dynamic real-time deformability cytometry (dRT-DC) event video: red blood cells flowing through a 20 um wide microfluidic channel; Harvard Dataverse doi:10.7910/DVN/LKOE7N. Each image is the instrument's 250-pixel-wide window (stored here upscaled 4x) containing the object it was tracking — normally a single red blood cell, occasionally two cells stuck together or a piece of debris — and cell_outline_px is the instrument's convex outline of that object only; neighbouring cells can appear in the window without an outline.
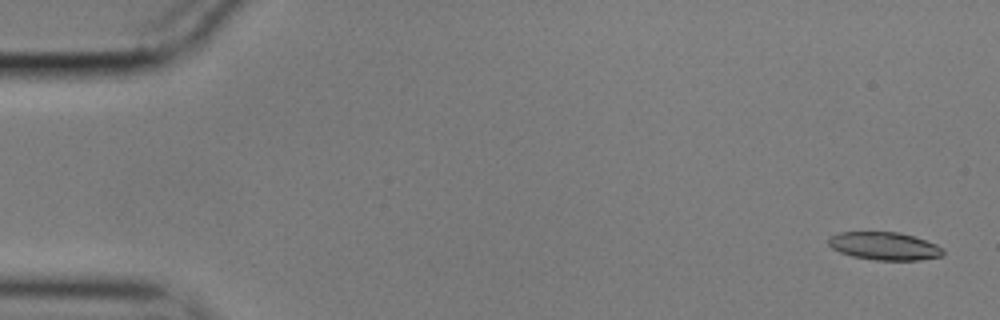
{"species": "common noctule bat (a hibernating species)", "species_latin": "Nyctalus noctula", "temperature_condition": "cold", "stored_images_in_passage": 56, "camera_frame_rate_fps": 3000, "um_per_image_px": 0.085, "animal": {"sex": "male", "body_mass_g": 17.9}, "frame": {"image": 1, "passage_image": 2, "time_ms": 0.333, "image_size_px": [1000, 320], "cell_outline_px": [[944, 252], [940, 256], [920, 260], [876, 260], [852, 256], [840, 252], [832, 248], [828, 244], [828, 236], [840, 232], [900, 232], [936, 244], [944, 248]], "centroid_in_image_um": [75.15, 20.91], "position_along_channel_um": 9.9, "area_um2": 18.61}}
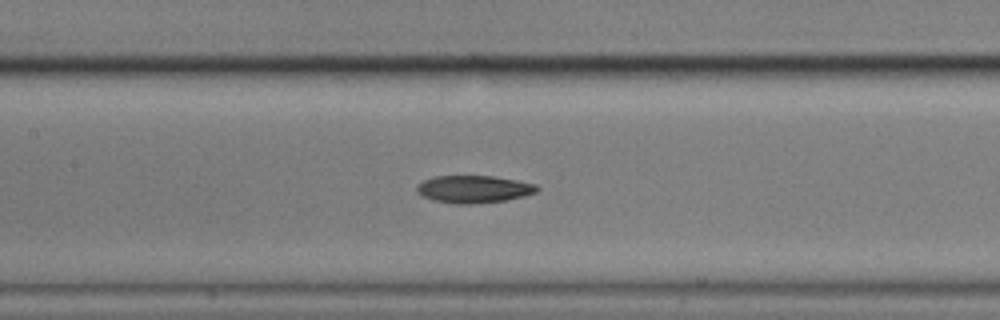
{"frame": {"image": 2, "passage_image": 26, "time_ms": 8.333, "image_size_px": [1000, 320], "cell_outline_px": [[540, 188], [536, 192], [524, 196], [504, 200], [472, 204], [456, 204], [432, 200], [416, 192], [416, 184], [424, 180], [436, 176], [492, 176], [536, 184]], "centroid_in_image_um": [40.24, 16.08], "position_along_channel_um": 167.2, "area_um2": 19.13}}
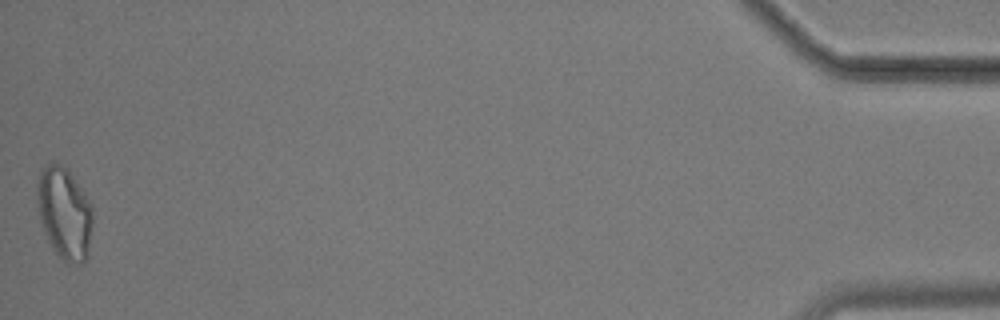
{"frame": {"image": 3, "passage_image": 56, "time_ms": 18.333, "image_size_px": [1000, 320], "cell_outline_px": [[92, 224], [88, 256], [80, 264], [68, 264], [52, 248], [40, 224], [36, 200], [36, 188], [40, 168], [56, 160], [68, 168], [92, 204]], "centroid_in_image_um": [5.46, 18.07], "position_along_channel_um": 429.7, "area_um2": 30.46}, "authors_computed_cell_mechanics": {"area_um2": 19.5075, "velocity_mm_per_s": 3.5528, "shape_relaxation_time_tau1_ms": null, "shape_relaxation_time_tau2_ms": 3.4406, "deformation_change_tau1": null, "deformation_change_tau2": 0.1108}}